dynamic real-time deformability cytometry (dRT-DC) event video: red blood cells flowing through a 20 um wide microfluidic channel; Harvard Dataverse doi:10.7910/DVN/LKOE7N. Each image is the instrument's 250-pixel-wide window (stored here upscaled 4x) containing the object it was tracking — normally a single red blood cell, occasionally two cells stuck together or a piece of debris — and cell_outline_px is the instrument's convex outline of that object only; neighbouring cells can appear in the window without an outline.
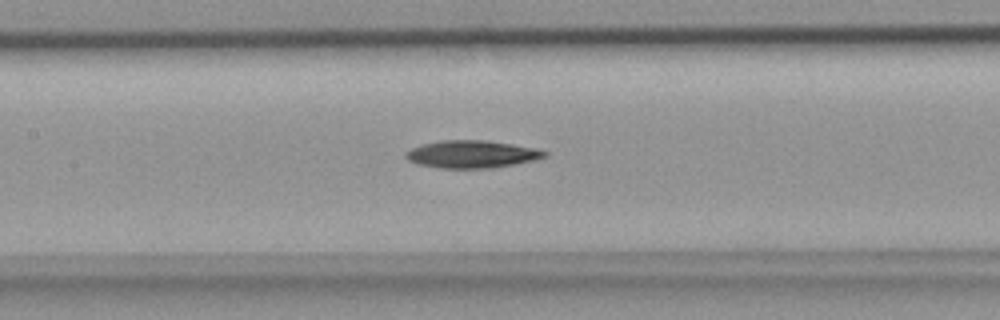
{"species": "common noctule bat (a hibernating species)", "species_latin": "Nyctalus noctula", "temperature_condition": "room temperature", "stored_images_in_passage": 27, "camera_frame_rate_fps": 3000, "um_per_image_px": 0.085, "animal": {"sex": "female", "body_mass_g": 18.4}, "frame": {"image": 1, "passage_image": 10, "time_ms": 3.0, "image_size_px": [1000, 320], "cell_outline_px": [[548, 156], [536, 160], [492, 168], [440, 168], [416, 164], [408, 160], [404, 156], [404, 152], [412, 148], [424, 144], [440, 140], [484, 140], [512, 144], [536, 148], [548, 152]], "centroid_in_image_um": [40.1, 13.11], "position_along_channel_um": 167.3, "area_um2": 22.37}}
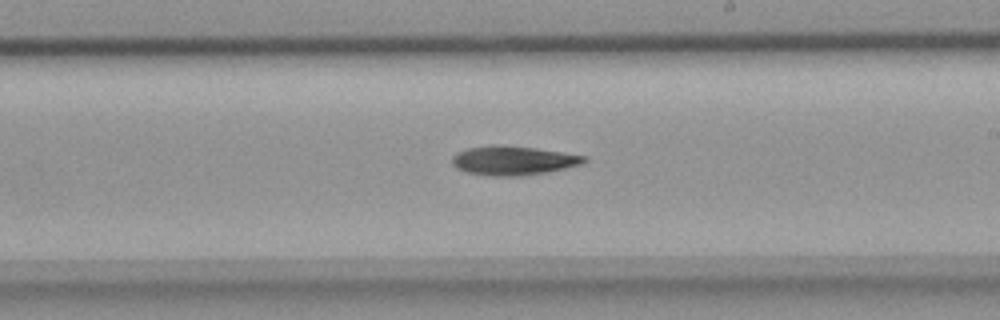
{"frame": {"image": 2, "passage_image": 15, "time_ms": 4.667, "image_size_px": [1000, 320], "cell_outline_px": [[588, 160], [580, 164], [548, 172], [524, 176], [488, 176], [468, 172], [456, 168], [452, 164], [452, 156], [456, 152], [468, 148], [492, 144], [536, 148], [588, 156]], "centroid_in_image_um": [43.61, 13.64], "position_along_channel_um": 245.4, "area_um2": 22.54}}
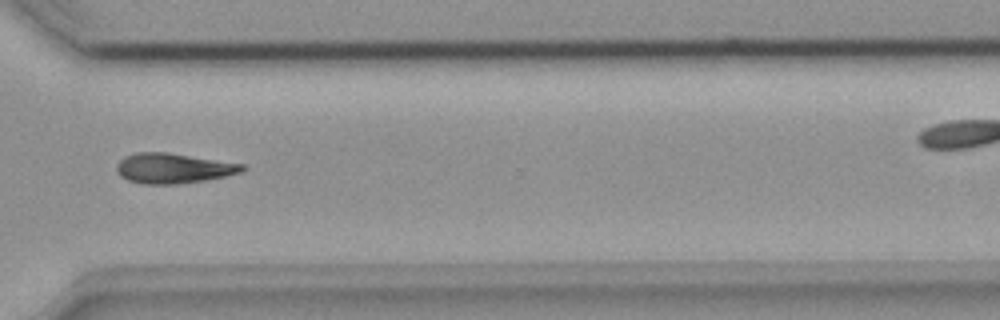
{"frame": {"image": 3, "passage_image": 22, "time_ms": 7.0, "image_size_px": [1000, 320], "cell_outline_px": [[248, 168], [240, 172], [208, 180], [176, 184], [144, 184], [128, 180], [120, 176], [116, 172], [116, 164], [124, 156], [136, 152], [168, 152], [244, 164]], "centroid_in_image_um": [14.71, 14.3], "position_along_channel_um": 355.9, "area_um2": 22.2}}